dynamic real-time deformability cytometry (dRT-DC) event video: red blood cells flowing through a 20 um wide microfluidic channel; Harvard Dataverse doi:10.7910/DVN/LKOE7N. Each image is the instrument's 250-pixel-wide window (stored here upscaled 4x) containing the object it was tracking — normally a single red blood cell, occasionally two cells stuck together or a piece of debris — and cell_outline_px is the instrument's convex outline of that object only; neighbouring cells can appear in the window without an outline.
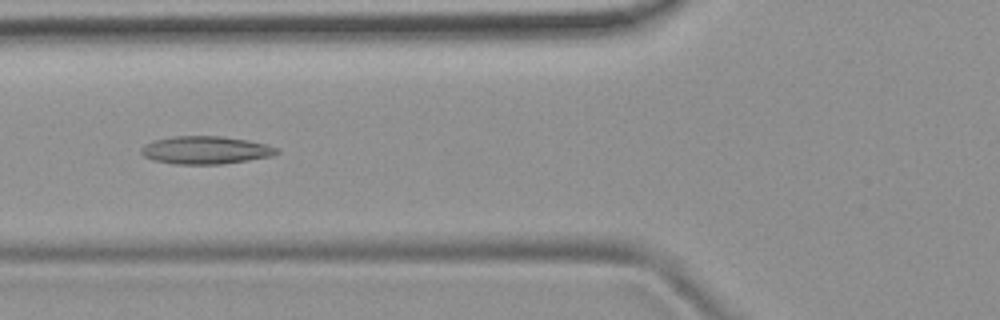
{"species": "common noctule bat (a hibernating species)", "species_latin": "Nyctalus noctula", "temperature_condition": "room temperature", "stored_images_in_passage": 5, "camera_frame_rate_fps": 3000, "um_per_image_px": 0.085, "animal": {"sex": "female", "body_mass_g": 19.9}, "frame": {"image": 1, "passage_image": 4, "time_ms": 3.333, "image_size_px": [1000, 320], "cell_outline_px": [[280, 152], [272, 156], [248, 160], [220, 164], [172, 164], [156, 160], [144, 156], [140, 152], [140, 148], [144, 144], [152, 140], [172, 136], [220, 136], [248, 140], [280, 148]], "centroid_in_image_um": [17.46, 12.75], "position_along_channel_um": 108.3, "area_um2": 22.08}}
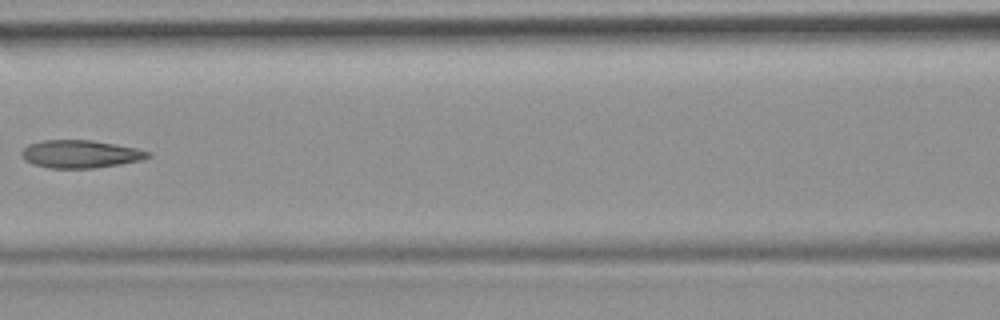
{"frame": {"image": 2, "passage_image": 5, "time_ms": 4.667, "image_size_px": [1000, 320], "cell_outline_px": [[152, 156], [144, 160], [96, 168], [48, 168], [32, 164], [24, 160], [20, 156], [20, 152], [28, 144], [44, 140], [92, 140], [116, 144], [136, 148], [152, 152]], "centroid_in_image_um": [6.84, 13.1], "position_along_channel_um": 159.8, "area_um2": 20.81}}